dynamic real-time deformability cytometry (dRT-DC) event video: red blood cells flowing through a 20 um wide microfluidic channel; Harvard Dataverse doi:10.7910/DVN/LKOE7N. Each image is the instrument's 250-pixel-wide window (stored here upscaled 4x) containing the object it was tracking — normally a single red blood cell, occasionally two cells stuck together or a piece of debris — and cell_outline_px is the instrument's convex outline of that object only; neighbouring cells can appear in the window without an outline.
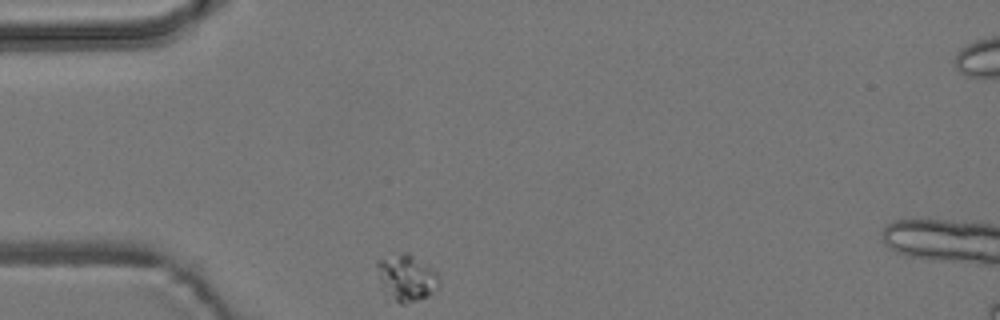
{"species": "common noctule bat (a hibernating species)", "species_latin": "Nyctalus noctula", "temperature_condition": "room temperature", "stored_images_in_passage": 33, "camera_frame_rate_fps": 3000, "um_per_image_px": 0.085, "animal": {"sex": "male", "body_mass_g": 19.2, "forearm_length_mm": 51.8}, "frame": {"image": 1, "passage_image": 1, "time_ms": 0.0, "image_size_px": [1000, 320], "cell_outline_px": [[440, 284], [428, 296], [404, 304], [400, 304], [380, 288], [376, 268], [376, 260], [404, 252], [408, 252], [436, 272], [440, 280]], "centroid_in_image_um": [34.51, 23.61], "position_along_channel_um": 50.5, "area_um2": 16.7}}
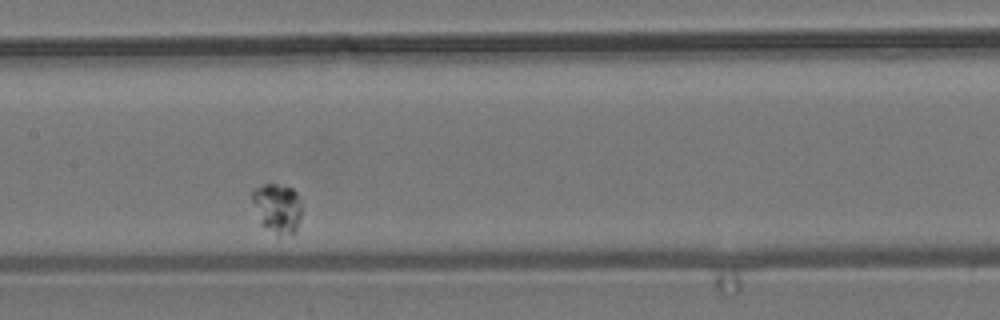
{"frame": {"image": 2, "passage_image": 15, "time_ms": 4.667, "image_size_px": [1000, 320], "cell_outline_px": [[300, 220], [296, 232], [276, 232], [260, 224], [252, 200], [252, 192], [256, 188], [264, 184], [276, 184], [292, 188], [296, 192], [300, 200]], "centroid_in_image_um": [23.57, 17.64], "position_along_channel_um": 183.8, "area_um2": 13.81}}
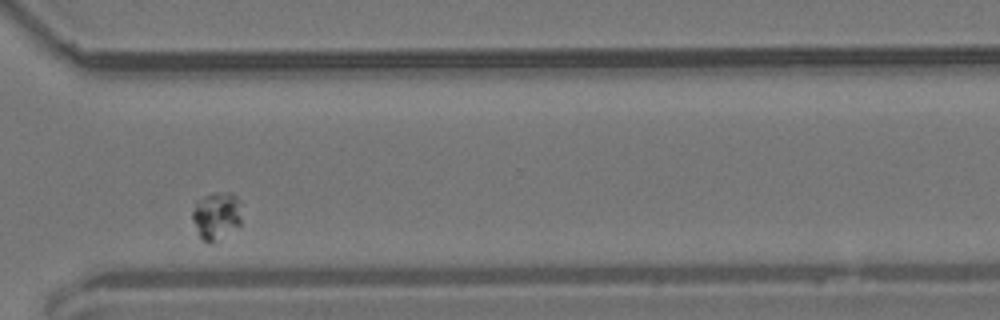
{"frame": {"image": 3, "passage_image": 30, "time_ms": 9.667, "image_size_px": [1000, 320], "cell_outline_px": [[240, 224], [212, 244], [208, 244], [200, 236], [192, 220], [192, 212], [196, 200], [204, 196], [220, 192], [232, 192], [236, 196], [240, 220]], "centroid_in_image_um": [18.34, 18.34], "position_along_channel_um": 352.3, "area_um2": 13.35}}